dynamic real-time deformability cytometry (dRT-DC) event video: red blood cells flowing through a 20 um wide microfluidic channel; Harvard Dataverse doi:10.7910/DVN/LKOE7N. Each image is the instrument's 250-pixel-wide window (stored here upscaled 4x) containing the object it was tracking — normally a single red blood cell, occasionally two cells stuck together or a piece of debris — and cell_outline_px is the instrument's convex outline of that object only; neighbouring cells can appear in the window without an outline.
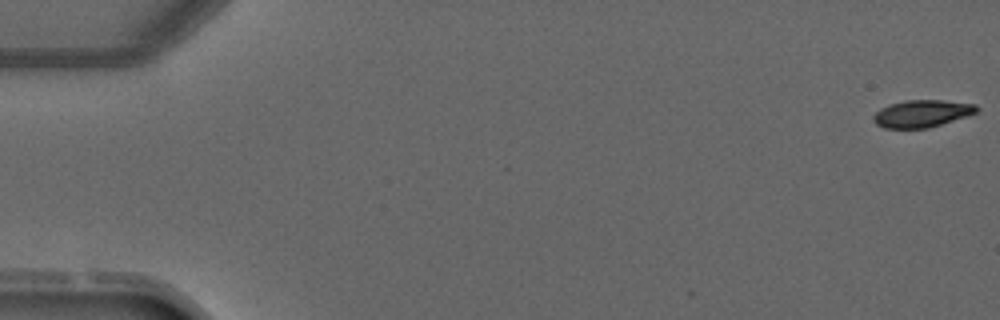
{"species": "common noctule bat (a hibernating species)", "species_latin": "Nyctalus noctula", "temperature_condition": "warm", "stored_images_in_passage": 5, "camera_frame_rate_fps": 3000, "um_per_image_px": 0.085, "animal": {"sex": "male", "forearm_length_mm": 52.5}, "frame": {"image": 1, "passage_image": 1, "time_ms": 0.0, "image_size_px": [1000, 320], "cell_outline_px": [[980, 108], [976, 112], [968, 116], [928, 128], [884, 128], [876, 124], [872, 120], [872, 116], [880, 108], [888, 104], [904, 100], [940, 100], [976, 104]], "centroid_in_image_um": [78.34, 9.65], "position_along_channel_um": 6.7, "area_um2": 16.53}}
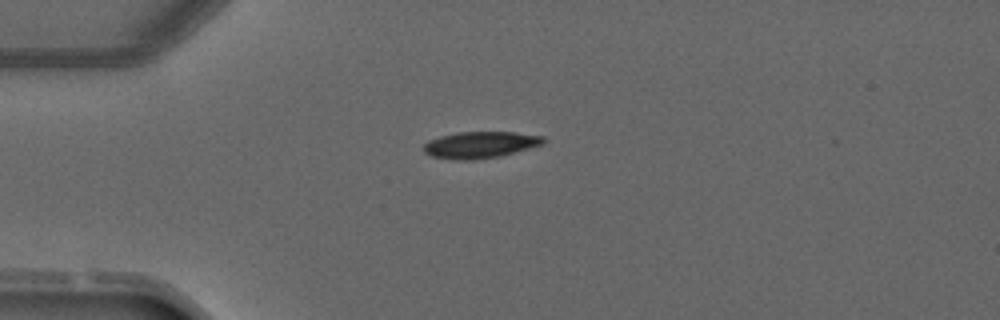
{"frame": {"image": 2, "passage_image": 4, "time_ms": 3.667, "image_size_px": [1000, 320], "cell_outline_px": [[544, 144], [500, 156], [476, 160], [456, 160], [432, 156], [424, 152], [424, 144], [428, 140], [440, 136], [456, 132], [516, 132], [544, 136]], "centroid_in_image_um": [40.82, 12.31], "position_along_channel_um": 44.2, "area_um2": 18.61}}